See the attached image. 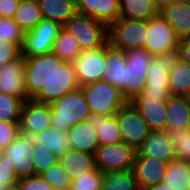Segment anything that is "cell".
Wrapping results in <instances>:
<instances>
[{
    "mask_svg": "<svg viewBox=\"0 0 190 190\" xmlns=\"http://www.w3.org/2000/svg\"><path fill=\"white\" fill-rule=\"evenodd\" d=\"M173 1L190 2V0H173Z\"/></svg>",
    "mask_w": 190,
    "mask_h": 190,
    "instance_id": "53",
    "label": "cell"
},
{
    "mask_svg": "<svg viewBox=\"0 0 190 190\" xmlns=\"http://www.w3.org/2000/svg\"><path fill=\"white\" fill-rule=\"evenodd\" d=\"M177 50L179 59L190 65V37L179 39Z\"/></svg>",
    "mask_w": 190,
    "mask_h": 190,
    "instance_id": "46",
    "label": "cell"
},
{
    "mask_svg": "<svg viewBox=\"0 0 190 190\" xmlns=\"http://www.w3.org/2000/svg\"><path fill=\"white\" fill-rule=\"evenodd\" d=\"M24 31L13 19L0 18V41L18 45L23 44Z\"/></svg>",
    "mask_w": 190,
    "mask_h": 190,
    "instance_id": "40",
    "label": "cell"
},
{
    "mask_svg": "<svg viewBox=\"0 0 190 190\" xmlns=\"http://www.w3.org/2000/svg\"><path fill=\"white\" fill-rule=\"evenodd\" d=\"M103 175L97 167L89 173L81 171L72 178L70 190H101Z\"/></svg>",
    "mask_w": 190,
    "mask_h": 190,
    "instance_id": "36",
    "label": "cell"
},
{
    "mask_svg": "<svg viewBox=\"0 0 190 190\" xmlns=\"http://www.w3.org/2000/svg\"><path fill=\"white\" fill-rule=\"evenodd\" d=\"M20 134L19 122L0 120V149L4 150Z\"/></svg>",
    "mask_w": 190,
    "mask_h": 190,
    "instance_id": "42",
    "label": "cell"
},
{
    "mask_svg": "<svg viewBox=\"0 0 190 190\" xmlns=\"http://www.w3.org/2000/svg\"><path fill=\"white\" fill-rule=\"evenodd\" d=\"M58 162L72 178L81 171L89 173L96 168L94 155L73 149L59 157Z\"/></svg>",
    "mask_w": 190,
    "mask_h": 190,
    "instance_id": "29",
    "label": "cell"
},
{
    "mask_svg": "<svg viewBox=\"0 0 190 190\" xmlns=\"http://www.w3.org/2000/svg\"><path fill=\"white\" fill-rule=\"evenodd\" d=\"M21 0H0V18L13 19Z\"/></svg>",
    "mask_w": 190,
    "mask_h": 190,
    "instance_id": "45",
    "label": "cell"
},
{
    "mask_svg": "<svg viewBox=\"0 0 190 190\" xmlns=\"http://www.w3.org/2000/svg\"><path fill=\"white\" fill-rule=\"evenodd\" d=\"M42 178L49 183L54 190H70L72 185V177L67 171L57 164L51 166L47 171L41 174Z\"/></svg>",
    "mask_w": 190,
    "mask_h": 190,
    "instance_id": "37",
    "label": "cell"
},
{
    "mask_svg": "<svg viewBox=\"0 0 190 190\" xmlns=\"http://www.w3.org/2000/svg\"><path fill=\"white\" fill-rule=\"evenodd\" d=\"M189 162L182 159H172L168 165L161 183L171 186L175 190H190Z\"/></svg>",
    "mask_w": 190,
    "mask_h": 190,
    "instance_id": "30",
    "label": "cell"
},
{
    "mask_svg": "<svg viewBox=\"0 0 190 190\" xmlns=\"http://www.w3.org/2000/svg\"><path fill=\"white\" fill-rule=\"evenodd\" d=\"M159 14L181 39L190 37V2L169 0L159 7Z\"/></svg>",
    "mask_w": 190,
    "mask_h": 190,
    "instance_id": "18",
    "label": "cell"
},
{
    "mask_svg": "<svg viewBox=\"0 0 190 190\" xmlns=\"http://www.w3.org/2000/svg\"><path fill=\"white\" fill-rule=\"evenodd\" d=\"M145 49L152 55L177 50L179 38L173 28L158 13L148 20V35Z\"/></svg>",
    "mask_w": 190,
    "mask_h": 190,
    "instance_id": "13",
    "label": "cell"
},
{
    "mask_svg": "<svg viewBox=\"0 0 190 190\" xmlns=\"http://www.w3.org/2000/svg\"><path fill=\"white\" fill-rule=\"evenodd\" d=\"M136 149L121 141L99 145L94 153L95 166L103 173L133 169Z\"/></svg>",
    "mask_w": 190,
    "mask_h": 190,
    "instance_id": "9",
    "label": "cell"
},
{
    "mask_svg": "<svg viewBox=\"0 0 190 190\" xmlns=\"http://www.w3.org/2000/svg\"><path fill=\"white\" fill-rule=\"evenodd\" d=\"M130 102L151 131L166 130V102L146 98H133Z\"/></svg>",
    "mask_w": 190,
    "mask_h": 190,
    "instance_id": "20",
    "label": "cell"
},
{
    "mask_svg": "<svg viewBox=\"0 0 190 190\" xmlns=\"http://www.w3.org/2000/svg\"><path fill=\"white\" fill-rule=\"evenodd\" d=\"M169 91L171 96L190 97V65L181 59L169 72Z\"/></svg>",
    "mask_w": 190,
    "mask_h": 190,
    "instance_id": "32",
    "label": "cell"
},
{
    "mask_svg": "<svg viewBox=\"0 0 190 190\" xmlns=\"http://www.w3.org/2000/svg\"><path fill=\"white\" fill-rule=\"evenodd\" d=\"M105 58L108 71L103 76V81L116 86L124 97V69H126L125 51L114 47L108 42L105 45Z\"/></svg>",
    "mask_w": 190,
    "mask_h": 190,
    "instance_id": "21",
    "label": "cell"
},
{
    "mask_svg": "<svg viewBox=\"0 0 190 190\" xmlns=\"http://www.w3.org/2000/svg\"><path fill=\"white\" fill-rule=\"evenodd\" d=\"M32 161L35 167V175H41L51 166L58 163L59 158L49 149L43 148L40 144H34Z\"/></svg>",
    "mask_w": 190,
    "mask_h": 190,
    "instance_id": "39",
    "label": "cell"
},
{
    "mask_svg": "<svg viewBox=\"0 0 190 190\" xmlns=\"http://www.w3.org/2000/svg\"><path fill=\"white\" fill-rule=\"evenodd\" d=\"M77 13L104 22L109 26L120 18L119 0H79Z\"/></svg>",
    "mask_w": 190,
    "mask_h": 190,
    "instance_id": "19",
    "label": "cell"
},
{
    "mask_svg": "<svg viewBox=\"0 0 190 190\" xmlns=\"http://www.w3.org/2000/svg\"><path fill=\"white\" fill-rule=\"evenodd\" d=\"M166 131L174 144L176 158L190 162V133L180 129H166Z\"/></svg>",
    "mask_w": 190,
    "mask_h": 190,
    "instance_id": "38",
    "label": "cell"
},
{
    "mask_svg": "<svg viewBox=\"0 0 190 190\" xmlns=\"http://www.w3.org/2000/svg\"><path fill=\"white\" fill-rule=\"evenodd\" d=\"M101 190H140L133 169L104 173Z\"/></svg>",
    "mask_w": 190,
    "mask_h": 190,
    "instance_id": "33",
    "label": "cell"
},
{
    "mask_svg": "<svg viewBox=\"0 0 190 190\" xmlns=\"http://www.w3.org/2000/svg\"><path fill=\"white\" fill-rule=\"evenodd\" d=\"M137 156H148L169 163L175 159L174 144L166 130L151 131L136 150Z\"/></svg>",
    "mask_w": 190,
    "mask_h": 190,
    "instance_id": "17",
    "label": "cell"
},
{
    "mask_svg": "<svg viewBox=\"0 0 190 190\" xmlns=\"http://www.w3.org/2000/svg\"><path fill=\"white\" fill-rule=\"evenodd\" d=\"M73 65L80 86L103 80V76L108 71L105 46L82 51L74 60Z\"/></svg>",
    "mask_w": 190,
    "mask_h": 190,
    "instance_id": "11",
    "label": "cell"
},
{
    "mask_svg": "<svg viewBox=\"0 0 190 190\" xmlns=\"http://www.w3.org/2000/svg\"><path fill=\"white\" fill-rule=\"evenodd\" d=\"M34 144H40L43 148L49 149L58 158L71 150V142L68 134L48 127L46 130L32 137Z\"/></svg>",
    "mask_w": 190,
    "mask_h": 190,
    "instance_id": "27",
    "label": "cell"
},
{
    "mask_svg": "<svg viewBox=\"0 0 190 190\" xmlns=\"http://www.w3.org/2000/svg\"><path fill=\"white\" fill-rule=\"evenodd\" d=\"M52 52L64 62L73 63L82 50L78 42L62 28L56 37Z\"/></svg>",
    "mask_w": 190,
    "mask_h": 190,
    "instance_id": "34",
    "label": "cell"
},
{
    "mask_svg": "<svg viewBox=\"0 0 190 190\" xmlns=\"http://www.w3.org/2000/svg\"><path fill=\"white\" fill-rule=\"evenodd\" d=\"M86 121L96 130L99 145H110L122 141L115 115L90 114Z\"/></svg>",
    "mask_w": 190,
    "mask_h": 190,
    "instance_id": "23",
    "label": "cell"
},
{
    "mask_svg": "<svg viewBox=\"0 0 190 190\" xmlns=\"http://www.w3.org/2000/svg\"><path fill=\"white\" fill-rule=\"evenodd\" d=\"M80 88L86 97L91 114L112 116L127 102L116 86L103 80L80 86Z\"/></svg>",
    "mask_w": 190,
    "mask_h": 190,
    "instance_id": "6",
    "label": "cell"
},
{
    "mask_svg": "<svg viewBox=\"0 0 190 190\" xmlns=\"http://www.w3.org/2000/svg\"><path fill=\"white\" fill-rule=\"evenodd\" d=\"M8 190H22L19 184L12 185Z\"/></svg>",
    "mask_w": 190,
    "mask_h": 190,
    "instance_id": "49",
    "label": "cell"
},
{
    "mask_svg": "<svg viewBox=\"0 0 190 190\" xmlns=\"http://www.w3.org/2000/svg\"><path fill=\"white\" fill-rule=\"evenodd\" d=\"M34 141L30 136L19 134L4 150L7 160L13 162L18 178L35 175V167L32 161Z\"/></svg>",
    "mask_w": 190,
    "mask_h": 190,
    "instance_id": "14",
    "label": "cell"
},
{
    "mask_svg": "<svg viewBox=\"0 0 190 190\" xmlns=\"http://www.w3.org/2000/svg\"><path fill=\"white\" fill-rule=\"evenodd\" d=\"M23 103L22 98L0 92V120L20 122Z\"/></svg>",
    "mask_w": 190,
    "mask_h": 190,
    "instance_id": "35",
    "label": "cell"
},
{
    "mask_svg": "<svg viewBox=\"0 0 190 190\" xmlns=\"http://www.w3.org/2000/svg\"><path fill=\"white\" fill-rule=\"evenodd\" d=\"M80 88L73 63L64 62L53 71L52 103L63 95Z\"/></svg>",
    "mask_w": 190,
    "mask_h": 190,
    "instance_id": "25",
    "label": "cell"
},
{
    "mask_svg": "<svg viewBox=\"0 0 190 190\" xmlns=\"http://www.w3.org/2000/svg\"><path fill=\"white\" fill-rule=\"evenodd\" d=\"M148 20L119 18L108 26V42L123 51L145 49Z\"/></svg>",
    "mask_w": 190,
    "mask_h": 190,
    "instance_id": "5",
    "label": "cell"
},
{
    "mask_svg": "<svg viewBox=\"0 0 190 190\" xmlns=\"http://www.w3.org/2000/svg\"><path fill=\"white\" fill-rule=\"evenodd\" d=\"M42 18L63 26L76 13V6L67 0H37Z\"/></svg>",
    "mask_w": 190,
    "mask_h": 190,
    "instance_id": "26",
    "label": "cell"
},
{
    "mask_svg": "<svg viewBox=\"0 0 190 190\" xmlns=\"http://www.w3.org/2000/svg\"><path fill=\"white\" fill-rule=\"evenodd\" d=\"M167 162L148 156H135L133 171L140 190L162 182Z\"/></svg>",
    "mask_w": 190,
    "mask_h": 190,
    "instance_id": "16",
    "label": "cell"
},
{
    "mask_svg": "<svg viewBox=\"0 0 190 190\" xmlns=\"http://www.w3.org/2000/svg\"><path fill=\"white\" fill-rule=\"evenodd\" d=\"M187 131L190 133V115H189V121H188V128Z\"/></svg>",
    "mask_w": 190,
    "mask_h": 190,
    "instance_id": "51",
    "label": "cell"
},
{
    "mask_svg": "<svg viewBox=\"0 0 190 190\" xmlns=\"http://www.w3.org/2000/svg\"><path fill=\"white\" fill-rule=\"evenodd\" d=\"M19 180L13 162L8 161L3 154L0 159V190H8Z\"/></svg>",
    "mask_w": 190,
    "mask_h": 190,
    "instance_id": "41",
    "label": "cell"
},
{
    "mask_svg": "<svg viewBox=\"0 0 190 190\" xmlns=\"http://www.w3.org/2000/svg\"><path fill=\"white\" fill-rule=\"evenodd\" d=\"M169 0H154V2L160 7L162 4L167 3Z\"/></svg>",
    "mask_w": 190,
    "mask_h": 190,
    "instance_id": "48",
    "label": "cell"
},
{
    "mask_svg": "<svg viewBox=\"0 0 190 190\" xmlns=\"http://www.w3.org/2000/svg\"><path fill=\"white\" fill-rule=\"evenodd\" d=\"M115 116L121 131L122 141L137 150L151 132L146 121L130 101H127Z\"/></svg>",
    "mask_w": 190,
    "mask_h": 190,
    "instance_id": "10",
    "label": "cell"
},
{
    "mask_svg": "<svg viewBox=\"0 0 190 190\" xmlns=\"http://www.w3.org/2000/svg\"><path fill=\"white\" fill-rule=\"evenodd\" d=\"M178 59V50L154 55L147 69L146 87L139 96L134 98L157 99L167 102L171 96L169 91V72Z\"/></svg>",
    "mask_w": 190,
    "mask_h": 190,
    "instance_id": "2",
    "label": "cell"
},
{
    "mask_svg": "<svg viewBox=\"0 0 190 190\" xmlns=\"http://www.w3.org/2000/svg\"><path fill=\"white\" fill-rule=\"evenodd\" d=\"M42 19V13L37 0H21L13 17V20L24 33L34 29Z\"/></svg>",
    "mask_w": 190,
    "mask_h": 190,
    "instance_id": "31",
    "label": "cell"
},
{
    "mask_svg": "<svg viewBox=\"0 0 190 190\" xmlns=\"http://www.w3.org/2000/svg\"><path fill=\"white\" fill-rule=\"evenodd\" d=\"M24 65V57L21 56L0 66V92L28 100Z\"/></svg>",
    "mask_w": 190,
    "mask_h": 190,
    "instance_id": "15",
    "label": "cell"
},
{
    "mask_svg": "<svg viewBox=\"0 0 190 190\" xmlns=\"http://www.w3.org/2000/svg\"><path fill=\"white\" fill-rule=\"evenodd\" d=\"M52 108L50 104L33 99L24 101L20 115V134L33 137L51 126Z\"/></svg>",
    "mask_w": 190,
    "mask_h": 190,
    "instance_id": "12",
    "label": "cell"
},
{
    "mask_svg": "<svg viewBox=\"0 0 190 190\" xmlns=\"http://www.w3.org/2000/svg\"><path fill=\"white\" fill-rule=\"evenodd\" d=\"M124 98L131 101L146 87L147 69L153 56L146 49L125 51Z\"/></svg>",
    "mask_w": 190,
    "mask_h": 190,
    "instance_id": "7",
    "label": "cell"
},
{
    "mask_svg": "<svg viewBox=\"0 0 190 190\" xmlns=\"http://www.w3.org/2000/svg\"><path fill=\"white\" fill-rule=\"evenodd\" d=\"M71 149L94 155L99 147L96 130L87 123L79 122L67 131Z\"/></svg>",
    "mask_w": 190,
    "mask_h": 190,
    "instance_id": "22",
    "label": "cell"
},
{
    "mask_svg": "<svg viewBox=\"0 0 190 190\" xmlns=\"http://www.w3.org/2000/svg\"><path fill=\"white\" fill-rule=\"evenodd\" d=\"M2 155H3V150L0 149V159H1Z\"/></svg>",
    "mask_w": 190,
    "mask_h": 190,
    "instance_id": "54",
    "label": "cell"
},
{
    "mask_svg": "<svg viewBox=\"0 0 190 190\" xmlns=\"http://www.w3.org/2000/svg\"><path fill=\"white\" fill-rule=\"evenodd\" d=\"M67 1L73 3L75 6H77V4L79 2V0H67Z\"/></svg>",
    "mask_w": 190,
    "mask_h": 190,
    "instance_id": "50",
    "label": "cell"
},
{
    "mask_svg": "<svg viewBox=\"0 0 190 190\" xmlns=\"http://www.w3.org/2000/svg\"><path fill=\"white\" fill-rule=\"evenodd\" d=\"M190 115V97L170 96L166 102V129L187 130Z\"/></svg>",
    "mask_w": 190,
    "mask_h": 190,
    "instance_id": "24",
    "label": "cell"
},
{
    "mask_svg": "<svg viewBox=\"0 0 190 190\" xmlns=\"http://www.w3.org/2000/svg\"><path fill=\"white\" fill-rule=\"evenodd\" d=\"M62 28L78 42L82 51L101 48L108 43V26L87 15L76 13Z\"/></svg>",
    "mask_w": 190,
    "mask_h": 190,
    "instance_id": "4",
    "label": "cell"
},
{
    "mask_svg": "<svg viewBox=\"0 0 190 190\" xmlns=\"http://www.w3.org/2000/svg\"><path fill=\"white\" fill-rule=\"evenodd\" d=\"M188 181H189V186H190V162H189V178H188Z\"/></svg>",
    "mask_w": 190,
    "mask_h": 190,
    "instance_id": "52",
    "label": "cell"
},
{
    "mask_svg": "<svg viewBox=\"0 0 190 190\" xmlns=\"http://www.w3.org/2000/svg\"><path fill=\"white\" fill-rule=\"evenodd\" d=\"M120 18L149 20L159 13L154 0H119Z\"/></svg>",
    "mask_w": 190,
    "mask_h": 190,
    "instance_id": "28",
    "label": "cell"
},
{
    "mask_svg": "<svg viewBox=\"0 0 190 190\" xmlns=\"http://www.w3.org/2000/svg\"><path fill=\"white\" fill-rule=\"evenodd\" d=\"M21 57V48L10 42L0 41V66Z\"/></svg>",
    "mask_w": 190,
    "mask_h": 190,
    "instance_id": "44",
    "label": "cell"
},
{
    "mask_svg": "<svg viewBox=\"0 0 190 190\" xmlns=\"http://www.w3.org/2000/svg\"><path fill=\"white\" fill-rule=\"evenodd\" d=\"M61 29L60 24L42 19L34 29L24 33L21 56L30 58L52 52Z\"/></svg>",
    "mask_w": 190,
    "mask_h": 190,
    "instance_id": "8",
    "label": "cell"
},
{
    "mask_svg": "<svg viewBox=\"0 0 190 190\" xmlns=\"http://www.w3.org/2000/svg\"><path fill=\"white\" fill-rule=\"evenodd\" d=\"M142 190H175L173 189L171 186L163 184V183H159L155 186H150L148 188L142 189Z\"/></svg>",
    "mask_w": 190,
    "mask_h": 190,
    "instance_id": "47",
    "label": "cell"
},
{
    "mask_svg": "<svg viewBox=\"0 0 190 190\" xmlns=\"http://www.w3.org/2000/svg\"><path fill=\"white\" fill-rule=\"evenodd\" d=\"M18 184L22 190H54V188L47 183L41 175L20 178Z\"/></svg>",
    "mask_w": 190,
    "mask_h": 190,
    "instance_id": "43",
    "label": "cell"
},
{
    "mask_svg": "<svg viewBox=\"0 0 190 190\" xmlns=\"http://www.w3.org/2000/svg\"><path fill=\"white\" fill-rule=\"evenodd\" d=\"M27 98L40 103L52 104L53 71L64 61L53 52L24 58Z\"/></svg>",
    "mask_w": 190,
    "mask_h": 190,
    "instance_id": "1",
    "label": "cell"
},
{
    "mask_svg": "<svg viewBox=\"0 0 190 190\" xmlns=\"http://www.w3.org/2000/svg\"><path fill=\"white\" fill-rule=\"evenodd\" d=\"M51 126L65 132L90 116L89 105L81 88H77L58 98L52 104Z\"/></svg>",
    "mask_w": 190,
    "mask_h": 190,
    "instance_id": "3",
    "label": "cell"
}]
</instances>
